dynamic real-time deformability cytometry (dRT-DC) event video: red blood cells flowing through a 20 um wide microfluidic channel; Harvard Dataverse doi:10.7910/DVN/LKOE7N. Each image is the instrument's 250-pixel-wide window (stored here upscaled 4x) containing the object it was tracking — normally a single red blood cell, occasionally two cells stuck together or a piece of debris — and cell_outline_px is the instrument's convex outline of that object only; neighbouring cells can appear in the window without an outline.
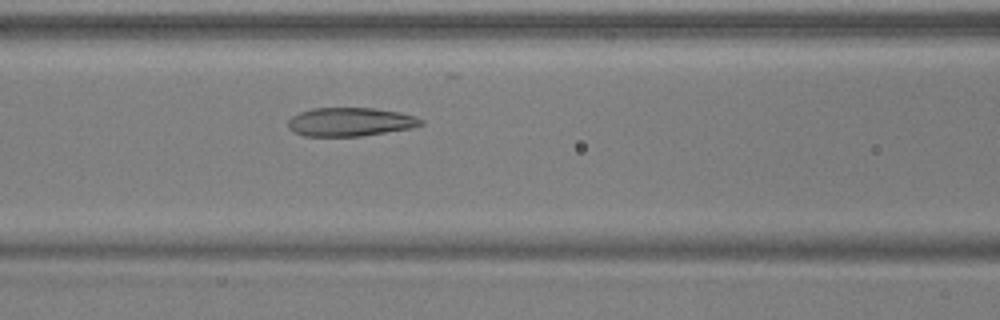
{"species": "common noctule bat (a hibernating species)", "species_latin": "Nyctalus noctula", "temperature_condition": "warm", "stored_images_in_passage": 40, "camera_frame_rate_fps": 3000, "um_per_image_px": 0.085, "animal": {"sex": "male", "body_mass_g": 17.9, "forearm_length_mm": 54.2}, "frame": {"image": 1, "passage_image": 10, "time_ms": 3.0, "image_size_px": [1000, 320], "cell_outline_px": [[424, 124], [412, 128], [360, 136], [304, 136], [288, 128], [288, 120], [292, 116], [300, 112], [312, 108], [372, 108], [400, 112], [416, 116], [424, 120]], "centroid_in_image_um": [29.79, 10.36], "position_along_channel_um": 136.8, "area_um2": 22.2}}
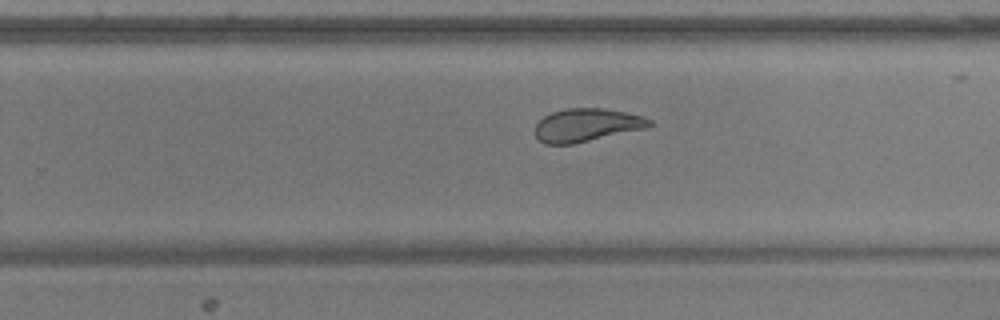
{"frame": {"image": 2, "passage_image": 21, "time_ms": 6.667, "image_size_px": [1000, 320], "cell_outline_px": [[652, 124], [648, 128], [572, 144], [544, 144], [536, 136], [536, 124], [544, 116], [552, 112], [564, 108], [604, 108], [644, 116], [652, 120]], "centroid_in_image_um": [49.89, 10.62], "position_along_channel_um": 279.9, "area_um2": 22.08}}
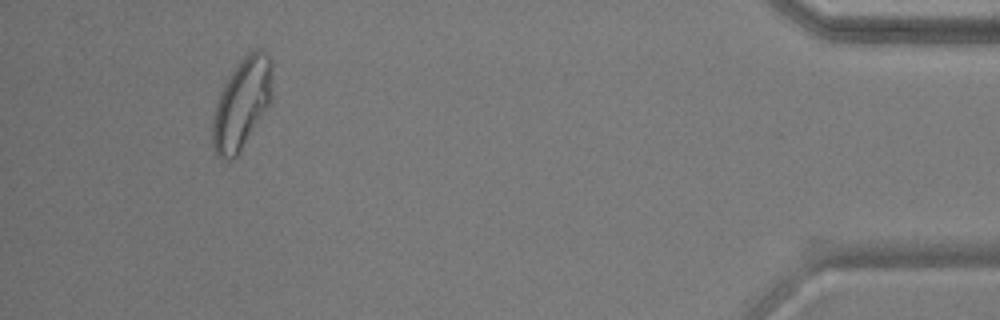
{"frame": {"image": 3, "passage_image": 36, "time_ms": 11.667, "image_size_px": [1000, 320], "cell_outline_px": [[272, 96], [268, 108], [240, 152], [228, 164], [216, 156], [212, 148], [212, 120], [216, 104], [220, 92], [228, 76], [236, 64], [252, 48], [264, 48], [268, 52], [272, 64]], "centroid_in_image_um": [20.56, 8.81], "position_along_channel_um": 414.6, "area_um2": 32.48}, "authors_computed_cell_mechanics": {"area_um2": 23.7269, "velocity_mm_per_s": 3.9182, "shape_relaxation_time_tau1_ms": 9.0579, "shape_relaxation_time_tau2_ms": 1.489, "deformation_change_tau1": 0.2383, "deformation_change_tau2": 0.0742}}